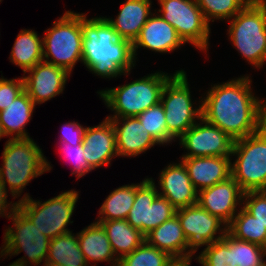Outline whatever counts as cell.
<instances>
[{
	"label": "cell",
	"mask_w": 266,
	"mask_h": 266,
	"mask_svg": "<svg viewBox=\"0 0 266 266\" xmlns=\"http://www.w3.org/2000/svg\"><path fill=\"white\" fill-rule=\"evenodd\" d=\"M176 215L187 238L188 262H191L199 247L205 245L207 248L222 239L227 232V225L223 221L198 204L177 209Z\"/></svg>",
	"instance_id": "cell-13"
},
{
	"label": "cell",
	"mask_w": 266,
	"mask_h": 266,
	"mask_svg": "<svg viewBox=\"0 0 266 266\" xmlns=\"http://www.w3.org/2000/svg\"><path fill=\"white\" fill-rule=\"evenodd\" d=\"M82 143L84 157L93 170L118 157L114 126L106 117L99 125L86 127Z\"/></svg>",
	"instance_id": "cell-17"
},
{
	"label": "cell",
	"mask_w": 266,
	"mask_h": 266,
	"mask_svg": "<svg viewBox=\"0 0 266 266\" xmlns=\"http://www.w3.org/2000/svg\"><path fill=\"white\" fill-rule=\"evenodd\" d=\"M43 264H44V266H64V265H61L59 263H52V262H45Z\"/></svg>",
	"instance_id": "cell-42"
},
{
	"label": "cell",
	"mask_w": 266,
	"mask_h": 266,
	"mask_svg": "<svg viewBox=\"0 0 266 266\" xmlns=\"http://www.w3.org/2000/svg\"><path fill=\"white\" fill-rule=\"evenodd\" d=\"M159 145H167L174 138L168 133L164 107L161 102L136 116Z\"/></svg>",
	"instance_id": "cell-34"
},
{
	"label": "cell",
	"mask_w": 266,
	"mask_h": 266,
	"mask_svg": "<svg viewBox=\"0 0 266 266\" xmlns=\"http://www.w3.org/2000/svg\"><path fill=\"white\" fill-rule=\"evenodd\" d=\"M46 262L64 266H89L80 250L77 234L72 232L50 240Z\"/></svg>",
	"instance_id": "cell-28"
},
{
	"label": "cell",
	"mask_w": 266,
	"mask_h": 266,
	"mask_svg": "<svg viewBox=\"0 0 266 266\" xmlns=\"http://www.w3.org/2000/svg\"><path fill=\"white\" fill-rule=\"evenodd\" d=\"M106 118L114 126L118 156L135 157L159 144L136 116Z\"/></svg>",
	"instance_id": "cell-18"
},
{
	"label": "cell",
	"mask_w": 266,
	"mask_h": 266,
	"mask_svg": "<svg viewBox=\"0 0 266 266\" xmlns=\"http://www.w3.org/2000/svg\"><path fill=\"white\" fill-rule=\"evenodd\" d=\"M141 184L123 185L113 190L104 200L97 221L126 219L135 200L136 188Z\"/></svg>",
	"instance_id": "cell-29"
},
{
	"label": "cell",
	"mask_w": 266,
	"mask_h": 266,
	"mask_svg": "<svg viewBox=\"0 0 266 266\" xmlns=\"http://www.w3.org/2000/svg\"><path fill=\"white\" fill-rule=\"evenodd\" d=\"M61 144V150L64 153L65 158H68V160L74 165L72 168L71 175H76L77 179L81 178L82 176H85L88 172H91L93 169L90 167L89 163L87 162L86 158L84 157L85 153L83 151V144H79L76 146H73L68 143H60Z\"/></svg>",
	"instance_id": "cell-36"
},
{
	"label": "cell",
	"mask_w": 266,
	"mask_h": 266,
	"mask_svg": "<svg viewBox=\"0 0 266 266\" xmlns=\"http://www.w3.org/2000/svg\"><path fill=\"white\" fill-rule=\"evenodd\" d=\"M251 0H196L207 22L232 19Z\"/></svg>",
	"instance_id": "cell-33"
},
{
	"label": "cell",
	"mask_w": 266,
	"mask_h": 266,
	"mask_svg": "<svg viewBox=\"0 0 266 266\" xmlns=\"http://www.w3.org/2000/svg\"><path fill=\"white\" fill-rule=\"evenodd\" d=\"M187 75L177 70L165 84L161 104L164 107L168 133L176 140L202 118V104L194 107Z\"/></svg>",
	"instance_id": "cell-10"
},
{
	"label": "cell",
	"mask_w": 266,
	"mask_h": 266,
	"mask_svg": "<svg viewBox=\"0 0 266 266\" xmlns=\"http://www.w3.org/2000/svg\"><path fill=\"white\" fill-rule=\"evenodd\" d=\"M7 192L8 190L0 182V215H1L0 217L6 216L7 218H9L14 213V211L18 208V201H16L15 203L14 202L12 203V201L8 203Z\"/></svg>",
	"instance_id": "cell-40"
},
{
	"label": "cell",
	"mask_w": 266,
	"mask_h": 266,
	"mask_svg": "<svg viewBox=\"0 0 266 266\" xmlns=\"http://www.w3.org/2000/svg\"><path fill=\"white\" fill-rule=\"evenodd\" d=\"M198 122L179 138V144L188 151L182 157L231 156L235 140L203 118Z\"/></svg>",
	"instance_id": "cell-14"
},
{
	"label": "cell",
	"mask_w": 266,
	"mask_h": 266,
	"mask_svg": "<svg viewBox=\"0 0 266 266\" xmlns=\"http://www.w3.org/2000/svg\"><path fill=\"white\" fill-rule=\"evenodd\" d=\"M151 5V0H126L116 19L105 18L121 39L128 40L133 44L139 36L141 28L152 14Z\"/></svg>",
	"instance_id": "cell-23"
},
{
	"label": "cell",
	"mask_w": 266,
	"mask_h": 266,
	"mask_svg": "<svg viewBox=\"0 0 266 266\" xmlns=\"http://www.w3.org/2000/svg\"><path fill=\"white\" fill-rule=\"evenodd\" d=\"M266 248L233 237L234 266H266Z\"/></svg>",
	"instance_id": "cell-35"
},
{
	"label": "cell",
	"mask_w": 266,
	"mask_h": 266,
	"mask_svg": "<svg viewBox=\"0 0 266 266\" xmlns=\"http://www.w3.org/2000/svg\"><path fill=\"white\" fill-rule=\"evenodd\" d=\"M5 135L4 131H3V128H2V125L0 124V140L1 138H3Z\"/></svg>",
	"instance_id": "cell-43"
},
{
	"label": "cell",
	"mask_w": 266,
	"mask_h": 266,
	"mask_svg": "<svg viewBox=\"0 0 266 266\" xmlns=\"http://www.w3.org/2000/svg\"><path fill=\"white\" fill-rule=\"evenodd\" d=\"M8 219L13 221L14 227L9 226L4 233V244L0 251V258L2 256H15L24 251L25 256L9 264V266H28L30 263L40 265L42 260L45 263L50 239L42 234L19 208Z\"/></svg>",
	"instance_id": "cell-9"
},
{
	"label": "cell",
	"mask_w": 266,
	"mask_h": 266,
	"mask_svg": "<svg viewBox=\"0 0 266 266\" xmlns=\"http://www.w3.org/2000/svg\"><path fill=\"white\" fill-rule=\"evenodd\" d=\"M243 194L239 184L231 176L199 191L197 204L228 225L237 214V205L243 204Z\"/></svg>",
	"instance_id": "cell-16"
},
{
	"label": "cell",
	"mask_w": 266,
	"mask_h": 266,
	"mask_svg": "<svg viewBox=\"0 0 266 266\" xmlns=\"http://www.w3.org/2000/svg\"><path fill=\"white\" fill-rule=\"evenodd\" d=\"M96 222L104 227L113 252L119 260L145 241V235L133 228L126 219Z\"/></svg>",
	"instance_id": "cell-26"
},
{
	"label": "cell",
	"mask_w": 266,
	"mask_h": 266,
	"mask_svg": "<svg viewBox=\"0 0 266 266\" xmlns=\"http://www.w3.org/2000/svg\"><path fill=\"white\" fill-rule=\"evenodd\" d=\"M227 232L238 240L248 241L266 248V227L243 206L227 225Z\"/></svg>",
	"instance_id": "cell-30"
},
{
	"label": "cell",
	"mask_w": 266,
	"mask_h": 266,
	"mask_svg": "<svg viewBox=\"0 0 266 266\" xmlns=\"http://www.w3.org/2000/svg\"><path fill=\"white\" fill-rule=\"evenodd\" d=\"M27 73L28 76H24ZM24 75V90L37 105L63 93L71 74L62 67L42 61L27 70Z\"/></svg>",
	"instance_id": "cell-15"
},
{
	"label": "cell",
	"mask_w": 266,
	"mask_h": 266,
	"mask_svg": "<svg viewBox=\"0 0 266 266\" xmlns=\"http://www.w3.org/2000/svg\"><path fill=\"white\" fill-rule=\"evenodd\" d=\"M82 39L81 13L66 11L42 37L43 61L71 74L75 64L82 62Z\"/></svg>",
	"instance_id": "cell-6"
},
{
	"label": "cell",
	"mask_w": 266,
	"mask_h": 266,
	"mask_svg": "<svg viewBox=\"0 0 266 266\" xmlns=\"http://www.w3.org/2000/svg\"><path fill=\"white\" fill-rule=\"evenodd\" d=\"M80 250L84 254L87 264L90 261L95 262H111V266H118L119 259L113 252L112 246L106 235L104 227L93 222L79 233H77Z\"/></svg>",
	"instance_id": "cell-24"
},
{
	"label": "cell",
	"mask_w": 266,
	"mask_h": 266,
	"mask_svg": "<svg viewBox=\"0 0 266 266\" xmlns=\"http://www.w3.org/2000/svg\"><path fill=\"white\" fill-rule=\"evenodd\" d=\"M0 78V111L4 110L11 101L24 91V79L14 78L6 79L3 76Z\"/></svg>",
	"instance_id": "cell-38"
},
{
	"label": "cell",
	"mask_w": 266,
	"mask_h": 266,
	"mask_svg": "<svg viewBox=\"0 0 266 266\" xmlns=\"http://www.w3.org/2000/svg\"><path fill=\"white\" fill-rule=\"evenodd\" d=\"M159 15L173 26L184 43H190L198 50L209 47L210 24L196 3V0H158ZM162 13V14H161Z\"/></svg>",
	"instance_id": "cell-11"
},
{
	"label": "cell",
	"mask_w": 266,
	"mask_h": 266,
	"mask_svg": "<svg viewBox=\"0 0 266 266\" xmlns=\"http://www.w3.org/2000/svg\"><path fill=\"white\" fill-rule=\"evenodd\" d=\"M231 176L241 190H266V124L256 133L234 141Z\"/></svg>",
	"instance_id": "cell-7"
},
{
	"label": "cell",
	"mask_w": 266,
	"mask_h": 266,
	"mask_svg": "<svg viewBox=\"0 0 266 266\" xmlns=\"http://www.w3.org/2000/svg\"><path fill=\"white\" fill-rule=\"evenodd\" d=\"M78 197V191L68 190L41 203L26 193L18 200V208L51 240L72 232L66 227L73 223L71 217Z\"/></svg>",
	"instance_id": "cell-8"
},
{
	"label": "cell",
	"mask_w": 266,
	"mask_h": 266,
	"mask_svg": "<svg viewBox=\"0 0 266 266\" xmlns=\"http://www.w3.org/2000/svg\"><path fill=\"white\" fill-rule=\"evenodd\" d=\"M36 104L24 90L14 101L0 111V124L6 137L29 138L25 126L31 120Z\"/></svg>",
	"instance_id": "cell-25"
},
{
	"label": "cell",
	"mask_w": 266,
	"mask_h": 266,
	"mask_svg": "<svg viewBox=\"0 0 266 266\" xmlns=\"http://www.w3.org/2000/svg\"><path fill=\"white\" fill-rule=\"evenodd\" d=\"M42 38L35 30L22 29L18 34L10 54V62L25 73L43 61Z\"/></svg>",
	"instance_id": "cell-27"
},
{
	"label": "cell",
	"mask_w": 266,
	"mask_h": 266,
	"mask_svg": "<svg viewBox=\"0 0 266 266\" xmlns=\"http://www.w3.org/2000/svg\"><path fill=\"white\" fill-rule=\"evenodd\" d=\"M145 241L159 250L167 252L176 261L188 262L187 238L177 215L145 235Z\"/></svg>",
	"instance_id": "cell-22"
},
{
	"label": "cell",
	"mask_w": 266,
	"mask_h": 266,
	"mask_svg": "<svg viewBox=\"0 0 266 266\" xmlns=\"http://www.w3.org/2000/svg\"><path fill=\"white\" fill-rule=\"evenodd\" d=\"M231 156L181 157L197 192L231 177Z\"/></svg>",
	"instance_id": "cell-21"
},
{
	"label": "cell",
	"mask_w": 266,
	"mask_h": 266,
	"mask_svg": "<svg viewBox=\"0 0 266 266\" xmlns=\"http://www.w3.org/2000/svg\"><path fill=\"white\" fill-rule=\"evenodd\" d=\"M247 76L211 85L202 104V118L219 127L233 140L256 133L266 124V100L252 92Z\"/></svg>",
	"instance_id": "cell-1"
},
{
	"label": "cell",
	"mask_w": 266,
	"mask_h": 266,
	"mask_svg": "<svg viewBox=\"0 0 266 266\" xmlns=\"http://www.w3.org/2000/svg\"><path fill=\"white\" fill-rule=\"evenodd\" d=\"M175 262L167 252L144 241L132 253L123 256L118 266H172Z\"/></svg>",
	"instance_id": "cell-31"
},
{
	"label": "cell",
	"mask_w": 266,
	"mask_h": 266,
	"mask_svg": "<svg viewBox=\"0 0 266 266\" xmlns=\"http://www.w3.org/2000/svg\"><path fill=\"white\" fill-rule=\"evenodd\" d=\"M243 201V207L266 227V191L245 192Z\"/></svg>",
	"instance_id": "cell-37"
},
{
	"label": "cell",
	"mask_w": 266,
	"mask_h": 266,
	"mask_svg": "<svg viewBox=\"0 0 266 266\" xmlns=\"http://www.w3.org/2000/svg\"><path fill=\"white\" fill-rule=\"evenodd\" d=\"M62 135L60 136V143H68L73 146L83 144V136L85 132V127L78 122H68L62 125Z\"/></svg>",
	"instance_id": "cell-39"
},
{
	"label": "cell",
	"mask_w": 266,
	"mask_h": 266,
	"mask_svg": "<svg viewBox=\"0 0 266 266\" xmlns=\"http://www.w3.org/2000/svg\"><path fill=\"white\" fill-rule=\"evenodd\" d=\"M152 178H145L136 188L135 200L126 220L144 235L176 215L177 209L159 195Z\"/></svg>",
	"instance_id": "cell-12"
},
{
	"label": "cell",
	"mask_w": 266,
	"mask_h": 266,
	"mask_svg": "<svg viewBox=\"0 0 266 266\" xmlns=\"http://www.w3.org/2000/svg\"><path fill=\"white\" fill-rule=\"evenodd\" d=\"M196 260L202 266H234L233 236L226 232L222 239L204 248Z\"/></svg>",
	"instance_id": "cell-32"
},
{
	"label": "cell",
	"mask_w": 266,
	"mask_h": 266,
	"mask_svg": "<svg viewBox=\"0 0 266 266\" xmlns=\"http://www.w3.org/2000/svg\"><path fill=\"white\" fill-rule=\"evenodd\" d=\"M233 47L255 68L266 64V0H251L229 21ZM265 62V63H264Z\"/></svg>",
	"instance_id": "cell-4"
},
{
	"label": "cell",
	"mask_w": 266,
	"mask_h": 266,
	"mask_svg": "<svg viewBox=\"0 0 266 266\" xmlns=\"http://www.w3.org/2000/svg\"><path fill=\"white\" fill-rule=\"evenodd\" d=\"M155 14L152 13L149 16L146 24L141 28L139 36L132 44L135 60L140 47L162 54L175 51L185 44L176 29L159 14Z\"/></svg>",
	"instance_id": "cell-20"
},
{
	"label": "cell",
	"mask_w": 266,
	"mask_h": 266,
	"mask_svg": "<svg viewBox=\"0 0 266 266\" xmlns=\"http://www.w3.org/2000/svg\"><path fill=\"white\" fill-rule=\"evenodd\" d=\"M191 262L176 261L172 266H190Z\"/></svg>",
	"instance_id": "cell-41"
},
{
	"label": "cell",
	"mask_w": 266,
	"mask_h": 266,
	"mask_svg": "<svg viewBox=\"0 0 266 266\" xmlns=\"http://www.w3.org/2000/svg\"><path fill=\"white\" fill-rule=\"evenodd\" d=\"M172 76L161 71L151 73L128 84L97 93L108 109L114 111V114L108 117L138 116L160 103L163 88Z\"/></svg>",
	"instance_id": "cell-5"
},
{
	"label": "cell",
	"mask_w": 266,
	"mask_h": 266,
	"mask_svg": "<svg viewBox=\"0 0 266 266\" xmlns=\"http://www.w3.org/2000/svg\"><path fill=\"white\" fill-rule=\"evenodd\" d=\"M160 196L168 199L176 209L197 204L198 192L182 162L170 163L159 174Z\"/></svg>",
	"instance_id": "cell-19"
},
{
	"label": "cell",
	"mask_w": 266,
	"mask_h": 266,
	"mask_svg": "<svg viewBox=\"0 0 266 266\" xmlns=\"http://www.w3.org/2000/svg\"><path fill=\"white\" fill-rule=\"evenodd\" d=\"M82 63L101 78L130 74L135 66L133 45L118 36L105 17L87 19L81 13Z\"/></svg>",
	"instance_id": "cell-2"
},
{
	"label": "cell",
	"mask_w": 266,
	"mask_h": 266,
	"mask_svg": "<svg viewBox=\"0 0 266 266\" xmlns=\"http://www.w3.org/2000/svg\"><path fill=\"white\" fill-rule=\"evenodd\" d=\"M4 146L0 182L6 189L8 184L10 194L15 199L21 195L31 180L49 172L53 167L31 137L9 138Z\"/></svg>",
	"instance_id": "cell-3"
}]
</instances>
